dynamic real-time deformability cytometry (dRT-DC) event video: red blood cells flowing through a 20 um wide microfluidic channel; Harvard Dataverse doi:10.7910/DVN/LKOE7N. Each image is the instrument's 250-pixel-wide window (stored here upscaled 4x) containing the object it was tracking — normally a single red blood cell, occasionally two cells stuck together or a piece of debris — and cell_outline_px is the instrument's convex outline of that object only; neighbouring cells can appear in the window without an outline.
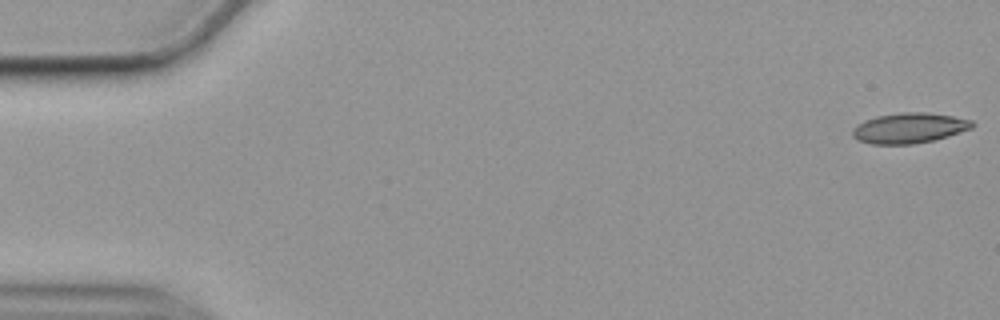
{"species": "common noctule bat (a hibernating species)", "species_latin": "Nyctalus noctula", "temperature_condition": "cold", "stored_images_in_passage": 56, "camera_frame_rate_fps": 3000, "um_per_image_px": 0.085, "animal": {"sex": "female", "body_mass_g": 19.9}, "frame": {"image": 1, "passage_image": 1, "time_ms": 0.0, "image_size_px": [1000, 320], "cell_outline_px": [[976, 124], [972, 128], [948, 136], [932, 140], [912, 144], [872, 144], [860, 140], [852, 136], [852, 132], [856, 124], [864, 120], [876, 116], [900, 112], [924, 112], [952, 116], [972, 120]], "centroid_in_image_um": [77.28, 10.87], "position_along_channel_um": 7.7, "area_um2": 21.1}}
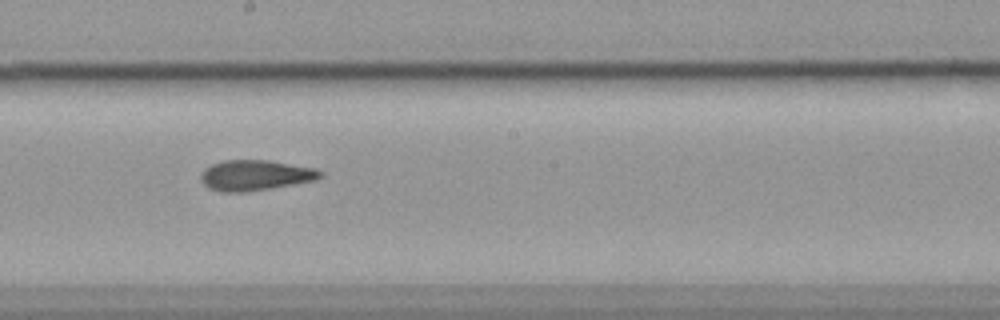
{"frame": {"image": 2, "passage_image": 31, "time_ms": 10.0, "image_size_px": [1000, 320], "cell_outline_px": [[324, 176], [316, 180], [244, 192], [220, 192], [208, 188], [200, 180], [200, 176], [204, 168], [212, 164], [224, 160], [268, 160], [316, 168], [324, 172]], "centroid_in_image_um": [21.7, 14.89], "position_along_channel_um": 226.5, "area_um2": 21.27}}
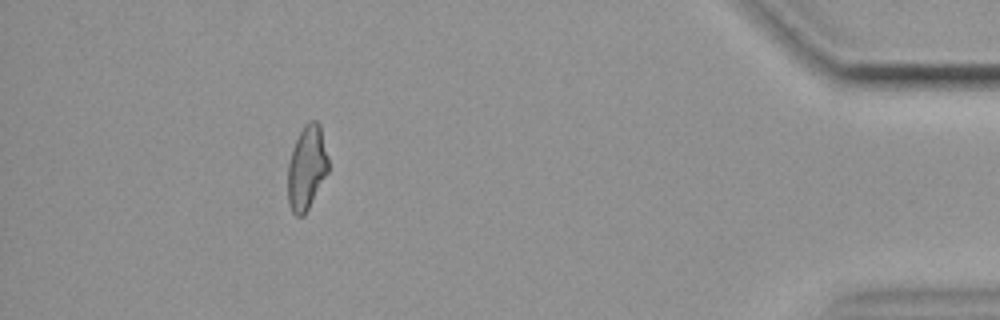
{"frame": {"image": 3, "passage_image": 51, "time_ms": 16.667, "image_size_px": [1000, 320], "cell_outline_px": [[328, 172], [304, 216], [296, 216], [292, 212], [288, 204], [288, 164], [292, 148], [304, 124], [308, 120], [316, 120], [320, 124], [328, 156]], "centroid_in_image_um": [26.07, 14.24], "position_along_channel_um": 409.1, "area_um2": 19.94}, "authors_computed_cell_mechanics": {"area_um2": 20.9236, "velocity_mm_per_s": 3.5589, "shape_relaxation_time_tau1_ms": null, "shape_relaxation_time_tau2_ms": 3.4678, "deformation_change_tau1": null, "deformation_change_tau2": 0.1283}}